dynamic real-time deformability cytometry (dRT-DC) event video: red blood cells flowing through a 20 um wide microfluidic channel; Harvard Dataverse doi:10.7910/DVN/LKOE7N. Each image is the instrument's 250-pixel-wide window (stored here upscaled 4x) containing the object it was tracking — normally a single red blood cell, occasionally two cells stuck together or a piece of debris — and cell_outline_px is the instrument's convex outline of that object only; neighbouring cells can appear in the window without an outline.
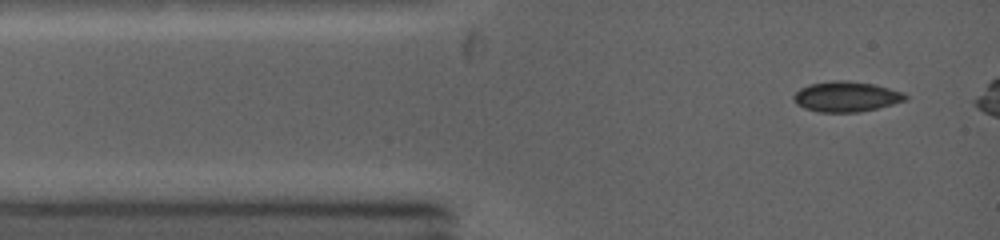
{"species": "common noctule bat (a hibernating species)", "species_latin": "Nyctalus noctula", "temperature_condition": "warm", "stored_images_in_passage": 4, "segment_of_instrument_passage": [2, 2], "camera_frame_rate_fps": 5000, "um_per_image_px": 0.085, "animal": {"sex": "female", "body_mass_g": 19.0, "forearm_length_mm": 53.3}, "frame": {"image": 1, "passage_image": 4, "time_ms": 3.2, "image_size_px": [1000, 240], "cell_outline_px": [[908, 100], [860, 112], [816, 112], [804, 108], [796, 104], [792, 96], [800, 88], [812, 84], [872, 84], [888, 88], [900, 92], [908, 96]], "centroid_in_image_um": [71.92, 8.29], "position_along_channel_um": 13.1, "area_um2": 18.55}}